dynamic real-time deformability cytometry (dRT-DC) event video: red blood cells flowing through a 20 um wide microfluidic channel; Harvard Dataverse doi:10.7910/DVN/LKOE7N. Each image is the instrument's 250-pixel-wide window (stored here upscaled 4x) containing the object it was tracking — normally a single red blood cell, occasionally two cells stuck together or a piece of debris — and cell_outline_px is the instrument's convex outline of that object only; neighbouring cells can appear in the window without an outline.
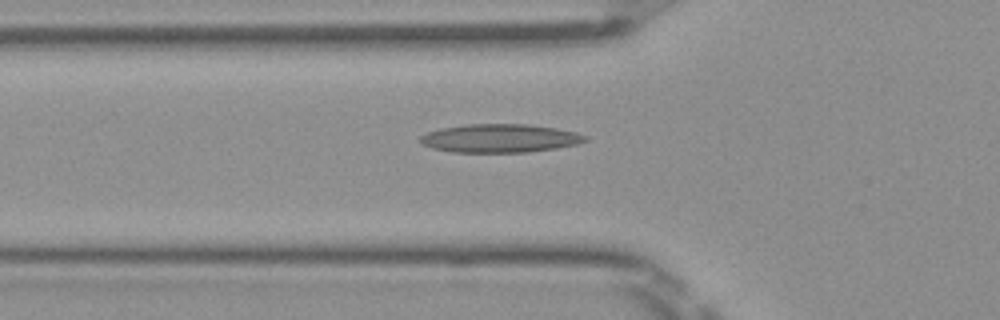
{"species": "Egyptian fruit bat (a non-hibernating species)", "species_latin": "Rousettus aegyptiacus", "temperature_condition": "room temperature", "stored_images_in_passage": 32, "camera_frame_rate_fps": 3000, "um_per_image_px": 0.085, "frame": {"image": 1, "passage_image": 2, "time_ms": 0.333, "image_size_px": [1000, 320], "cell_outline_px": [[588, 140], [576, 144], [556, 148], [528, 152], [452, 152], [432, 148], [424, 144], [420, 140], [420, 136], [428, 132], [440, 128], [468, 124], [528, 124], [556, 128], [576, 132], [588, 136]], "centroid_in_image_um": [42.51, 11.75], "position_along_channel_um": 83.3, "area_um2": 27.28}}
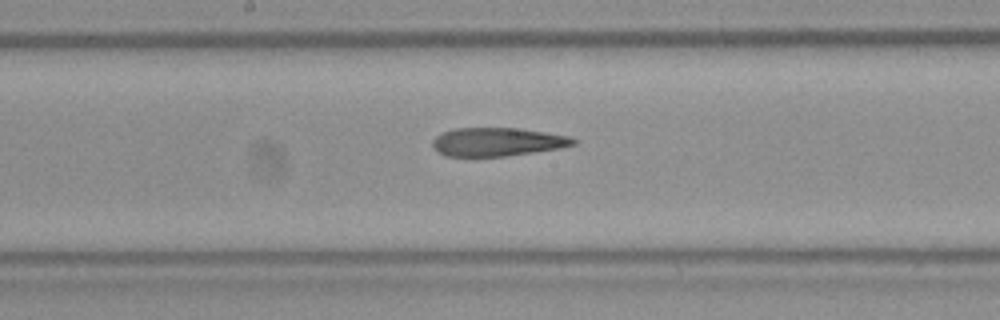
{"frame": {"image": 2, "passage_image": 11, "time_ms": 3.333, "image_size_px": [1000, 320], "cell_outline_px": [[580, 140], [576, 144], [560, 148], [504, 156], [444, 156], [436, 152], [432, 144], [432, 140], [440, 132], [456, 128], [520, 128], [572, 136]], "centroid_in_image_um": [42.29, 12.05], "position_along_channel_um": 205.9, "area_um2": 23.64}}
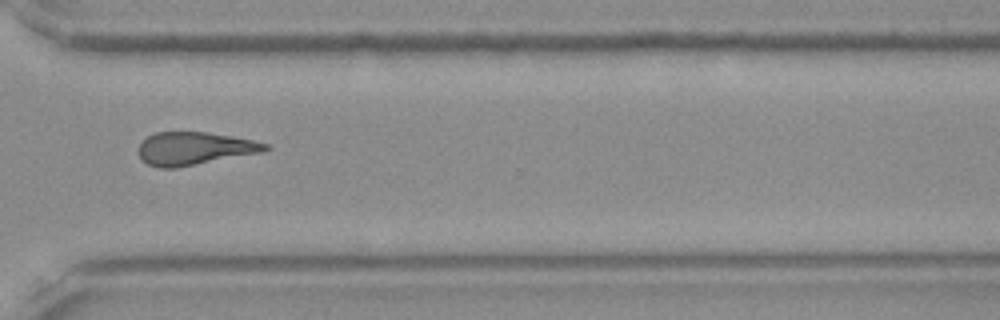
{"frame": {"image": 3, "passage_image": 22, "time_ms": 7.0, "image_size_px": [1000, 320], "cell_outline_px": [[272, 148], [264, 152], [176, 168], [160, 168], [148, 164], [140, 160], [140, 144], [148, 136], [156, 132], [204, 132], [232, 136], [252, 140], [268, 144]], "centroid_in_image_um": [16.56, 12.63], "position_along_channel_um": 354.0, "area_um2": 24.28}, "authors_computed_cell_mechanics": {"area_um2": 24.2471, "velocity_mm_per_s": 4.0495, "shape_relaxation_time_tau1_ms": null, "shape_relaxation_time_tau2_ms": 5.6085, "deformation_change_tau1": null, "deformation_change_tau2": 0.1924}}